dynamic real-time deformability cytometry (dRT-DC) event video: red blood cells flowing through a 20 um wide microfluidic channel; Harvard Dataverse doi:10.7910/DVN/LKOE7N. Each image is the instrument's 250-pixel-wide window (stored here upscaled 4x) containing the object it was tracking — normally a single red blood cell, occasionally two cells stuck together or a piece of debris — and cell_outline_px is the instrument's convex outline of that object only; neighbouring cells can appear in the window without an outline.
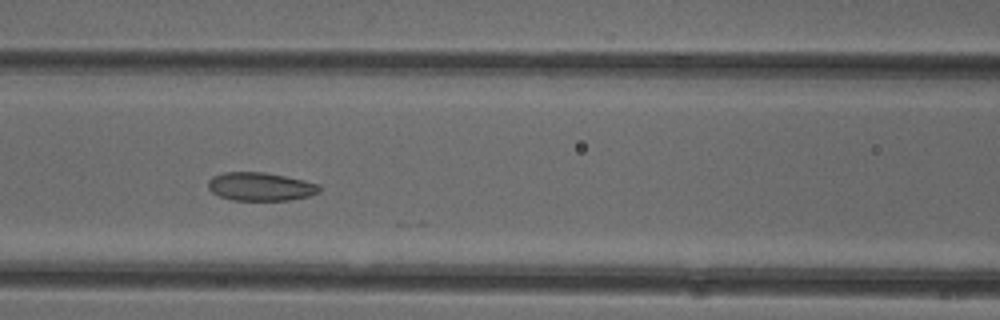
{"species": "common noctule bat (a hibernating species)", "species_latin": "Nyctalus noctula", "temperature_condition": "cold", "stored_images_in_passage": 18, "camera_frame_rate_fps": 3000, "um_per_image_px": 0.085, "animal": {"sex": "female"}, "frame": {"image": 1, "passage_image": 12, "time_ms": 3.667, "image_size_px": [1000, 320], "cell_outline_px": [[320, 192], [308, 196], [292, 200], [232, 200], [220, 196], [212, 192], [208, 188], [208, 180], [212, 176], [224, 172], [264, 172], [304, 180], [316, 184], [320, 188]], "centroid_in_image_um": [22.11, 15.86], "position_along_channel_um": 144.5, "area_um2": 18.32}}
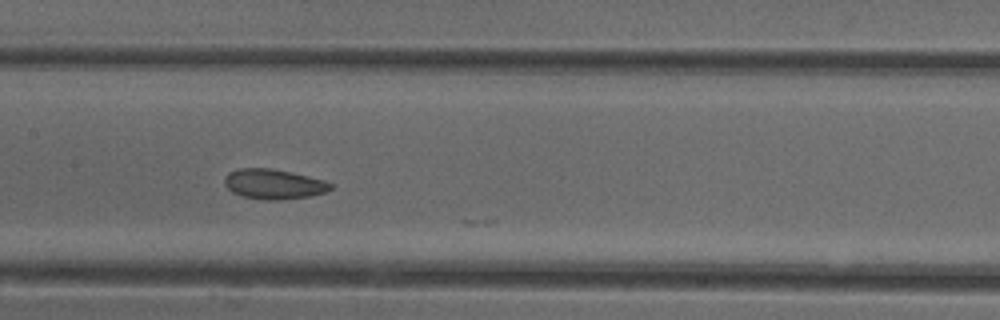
{"frame": {"image": 2, "passage_image": 15, "time_ms": 4.667, "image_size_px": [1000, 320], "cell_outline_px": [[332, 188], [324, 192], [308, 196], [280, 200], [264, 200], [240, 196], [232, 192], [224, 184], [224, 176], [228, 172], [236, 168], [272, 168], [308, 176], [324, 180], [332, 184]], "centroid_in_image_um": [23.2, 15.64], "position_along_channel_um": 184.2, "area_um2": 18.61}}